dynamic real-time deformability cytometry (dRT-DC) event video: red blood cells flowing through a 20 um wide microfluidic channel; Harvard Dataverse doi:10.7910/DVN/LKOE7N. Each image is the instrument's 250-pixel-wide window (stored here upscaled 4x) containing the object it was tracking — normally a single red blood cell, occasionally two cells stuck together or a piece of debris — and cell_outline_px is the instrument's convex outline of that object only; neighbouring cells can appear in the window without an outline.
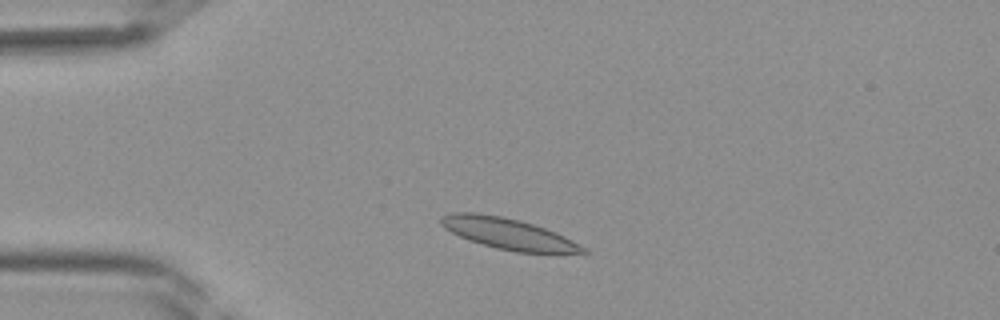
{"species": "Egyptian fruit bat (a non-hibernating species)", "species_latin": "Rousettus aegyptiacus", "temperature_condition": "room temperature", "stored_images_in_passage": 36, "camera_frame_rate_fps": 3000, "um_per_image_px": 0.085, "frame": {"image": 1, "passage_image": 5, "time_ms": 1.333, "image_size_px": [1000, 320], "cell_outline_px": [[588, 252], [516, 252], [496, 248], [468, 240], [444, 228], [440, 224], [440, 220], [444, 216], [452, 212], [476, 212], [500, 216], [520, 220], [556, 232], [588, 248]], "centroid_in_image_um": [43.18, 19.85], "position_along_channel_um": 41.8, "area_um2": 25.37}}
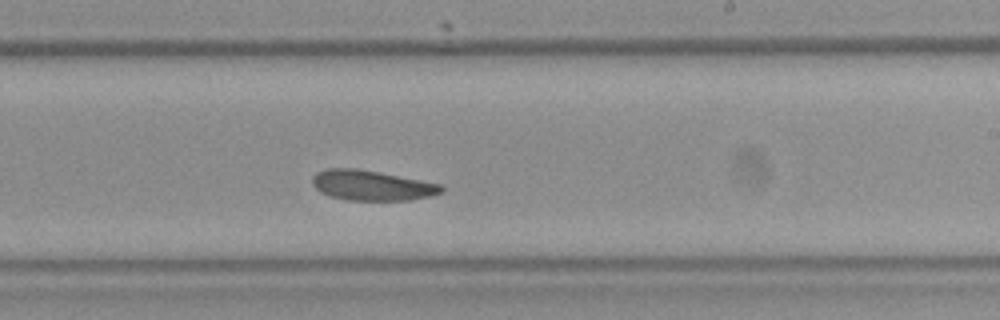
{"frame": {"image": 2, "passage_image": 20, "time_ms": 6.333, "image_size_px": [1000, 320], "cell_outline_px": [[444, 192], [432, 196], [408, 200], [348, 200], [332, 196], [320, 192], [312, 184], [312, 176], [316, 172], [324, 168], [356, 168], [420, 180], [440, 184], [444, 188]], "centroid_in_image_um": [31.58, 15.75], "position_along_channel_um": 257.4, "area_um2": 22.6}}
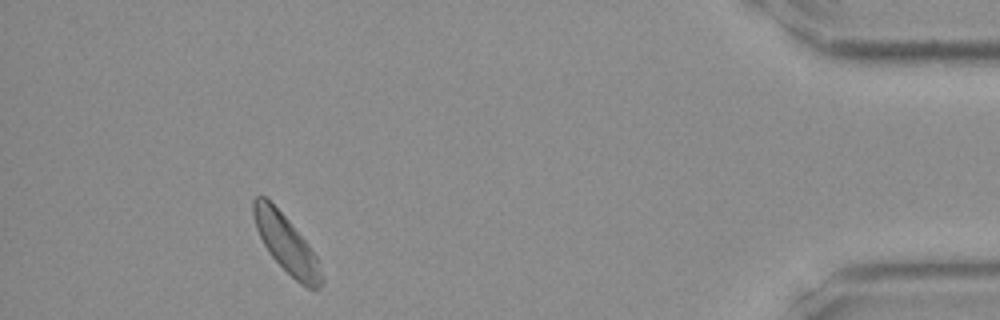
{"frame": {"image": 3, "passage_image": 33, "time_ms": 10.667, "image_size_px": [1000, 320], "cell_outline_px": [[324, 280], [316, 288], [308, 288], [300, 284], [272, 256], [264, 244], [256, 228], [252, 212], [252, 200], [256, 196], [264, 196], [288, 220], [308, 244], [316, 256], [324, 276]], "centroid_in_image_um": [24.34, 20.73], "position_along_channel_um": 410.9, "area_um2": 22.2}}